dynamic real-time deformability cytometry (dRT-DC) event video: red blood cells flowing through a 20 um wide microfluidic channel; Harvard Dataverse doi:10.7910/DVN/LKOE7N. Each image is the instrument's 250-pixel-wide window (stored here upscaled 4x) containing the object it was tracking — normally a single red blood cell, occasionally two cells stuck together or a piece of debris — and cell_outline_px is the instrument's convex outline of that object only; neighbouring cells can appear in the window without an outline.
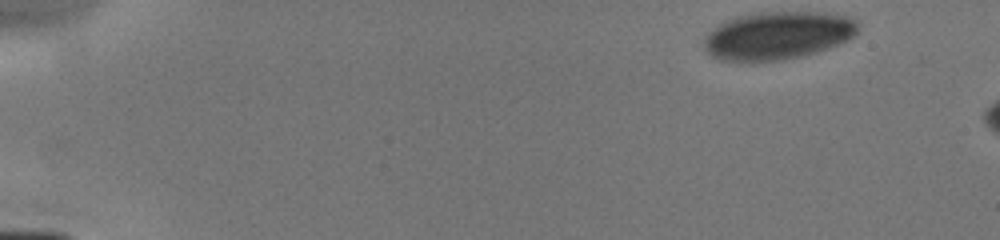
{"species": "human", "species_latin": "Homo sapiens", "temperature_condition": "cold", "stored_images_in_passage": 3, "camera_frame_rate_fps": 3000, "um_per_image_px": 0.085, "donor": {"sex": "male"}, "frame": {"image": 1, "passage_image": 1, "time_ms": 0.0, "image_size_px": [1000, 240], "cell_outline_px": [[860, 28], [856, 36], [848, 40], [828, 48], [804, 56], [784, 60], [720, 60], [712, 56], [704, 48], [704, 36], [708, 32], [720, 24], [728, 20], [740, 16], [756, 12], [824, 12], [848, 16], [856, 20], [860, 24]], "centroid_in_image_um": [66.17, 3.0], "position_along_channel_um": 18.8, "area_um2": 43.12}}